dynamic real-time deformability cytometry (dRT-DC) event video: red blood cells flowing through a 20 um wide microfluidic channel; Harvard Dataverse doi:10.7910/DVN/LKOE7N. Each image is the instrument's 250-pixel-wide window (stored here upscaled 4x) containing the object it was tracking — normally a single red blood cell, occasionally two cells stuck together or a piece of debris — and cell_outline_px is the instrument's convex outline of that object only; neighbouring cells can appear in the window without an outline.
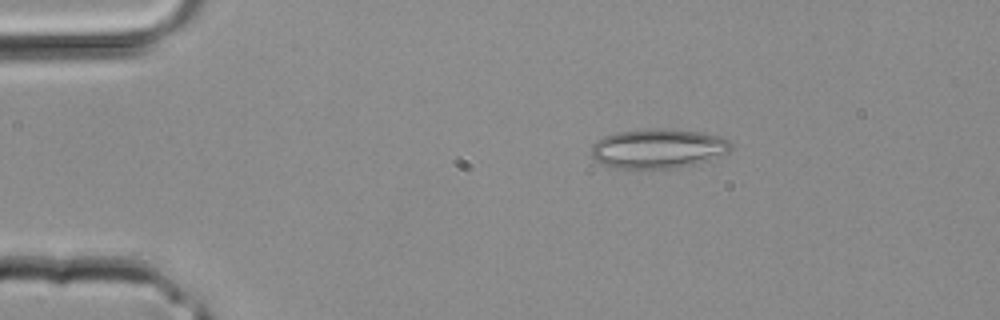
{"species": "common noctule bat (a hibernating species)", "species_latin": "Nyctalus noctula", "temperature_condition": "room temperature", "stored_images_in_passage": 2, "camera_frame_rate_fps": 3000, "um_per_image_px": 0.085, "animal": {"sex": "male", "body_mass_g": 20.4}, "frame": {"image": 1, "passage_image": 1, "time_ms": 0.0, "image_size_px": [1000, 320], "cell_outline_px": [[732, 148], [728, 152], [708, 160], [696, 164], [680, 168], [612, 168], [600, 164], [592, 156], [592, 144], [596, 140], [604, 136], [620, 132], [648, 128], [668, 128], [696, 132], [720, 136], [728, 140], [732, 144]], "centroid_in_image_um": [55.92, 12.63], "position_along_channel_um": 29.1, "area_um2": 32.31}}